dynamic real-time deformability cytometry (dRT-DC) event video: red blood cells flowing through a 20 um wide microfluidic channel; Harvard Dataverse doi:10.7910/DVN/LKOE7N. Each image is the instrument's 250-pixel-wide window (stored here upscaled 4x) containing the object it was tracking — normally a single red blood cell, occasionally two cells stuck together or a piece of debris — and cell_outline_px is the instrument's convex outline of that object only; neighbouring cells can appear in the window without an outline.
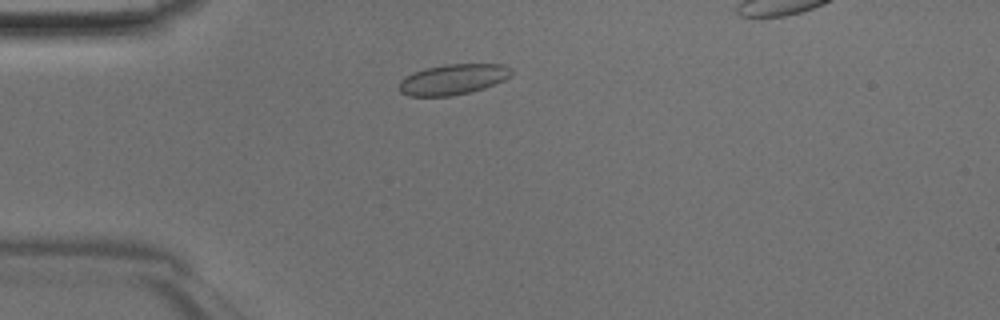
{"species": "Egyptian fruit bat (a non-hibernating species)", "species_latin": "Rousettus aegyptiacus", "temperature_condition": "room temperature", "stored_images_in_passage": 36, "camera_frame_rate_fps": 3000, "um_per_image_px": 0.085, "animal": {"sex": "male"}, "frame": {"image": 1, "passage_image": 5, "time_ms": 1.333, "image_size_px": [1000, 320], "cell_outline_px": [[512, 72], [504, 80], [484, 88], [452, 96], [408, 96], [400, 92], [400, 80], [404, 76], [412, 72], [444, 64], [504, 64], [512, 68]], "centroid_in_image_um": [38.49, 6.74], "position_along_channel_um": 46.5, "area_um2": 19.94}}
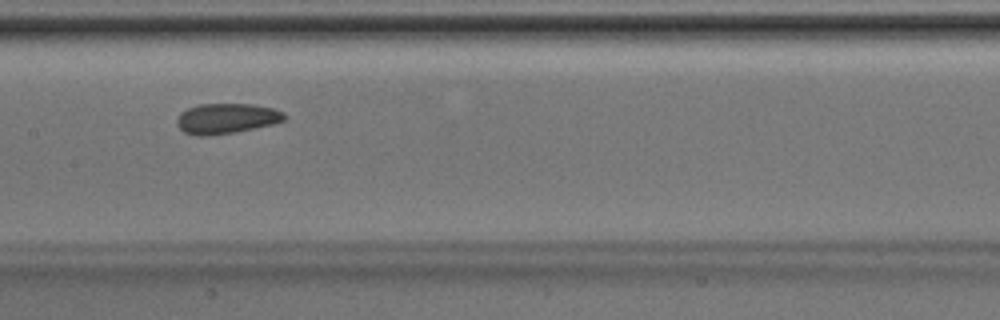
{"frame": {"image": 2, "passage_image": 16, "time_ms": 5.0, "image_size_px": [1000, 320], "cell_outline_px": [[288, 116], [284, 120], [272, 124], [236, 132], [208, 136], [196, 136], [184, 132], [176, 124], [176, 120], [180, 112], [188, 108], [200, 104], [252, 104], [272, 108], [284, 112]], "centroid_in_image_um": [19.23, 10.07], "position_along_channel_um": 188.2, "area_um2": 19.07}}
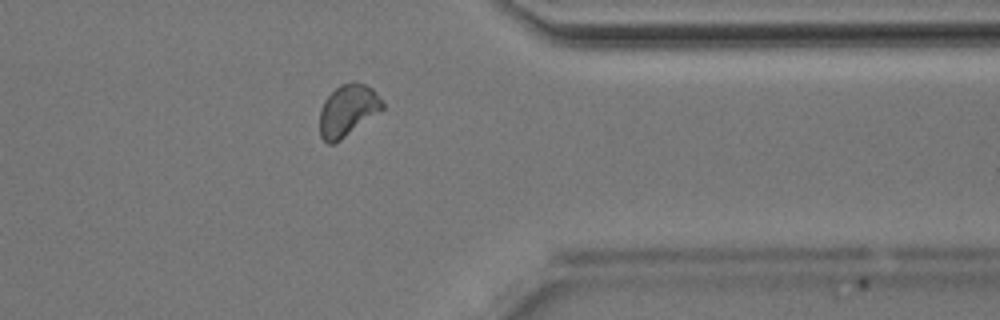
{"frame": {"image": 3, "passage_image": 30, "time_ms": 9.667, "image_size_px": [1000, 320], "cell_outline_px": [[384, 108], [340, 140], [332, 144], [328, 144], [320, 136], [320, 108], [324, 100], [340, 84], [364, 84], [372, 88], [376, 92], [384, 104]], "centroid_in_image_um": [29.54, 9.4], "position_along_channel_um": 381.9, "area_um2": 18.44}}